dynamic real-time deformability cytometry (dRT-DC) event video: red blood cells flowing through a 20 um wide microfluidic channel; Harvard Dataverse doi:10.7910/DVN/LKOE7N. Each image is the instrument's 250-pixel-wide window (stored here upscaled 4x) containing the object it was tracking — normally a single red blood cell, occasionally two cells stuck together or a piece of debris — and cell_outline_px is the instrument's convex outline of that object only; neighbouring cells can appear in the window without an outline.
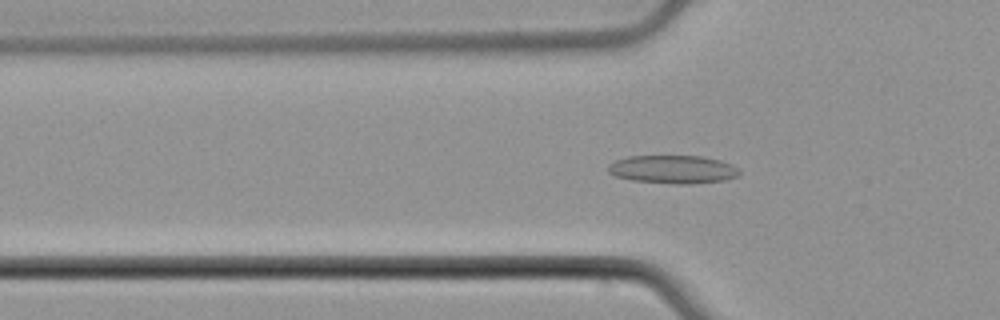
{"species": "common noctule bat (a hibernating species)", "species_latin": "Nyctalus noctula", "temperature_condition": "cold", "stored_images_in_passage": 54, "camera_frame_rate_fps": 3000, "um_per_image_px": 0.085, "animal": {"sex": "male", "body_mass_g": 21.5, "forearm_length_mm": 52.0}, "frame": {"image": 1, "passage_image": 17, "time_ms": 5.333, "image_size_px": [1000, 320], "cell_outline_px": [[740, 172], [736, 176], [724, 180], [692, 184], [676, 184], [632, 180], [616, 176], [608, 172], [608, 164], [616, 160], [628, 156], [704, 156], [720, 160], [732, 164], [740, 168]], "centroid_in_image_um": [57.21, 14.39], "position_along_channel_um": 68.6, "area_um2": 21.68}}
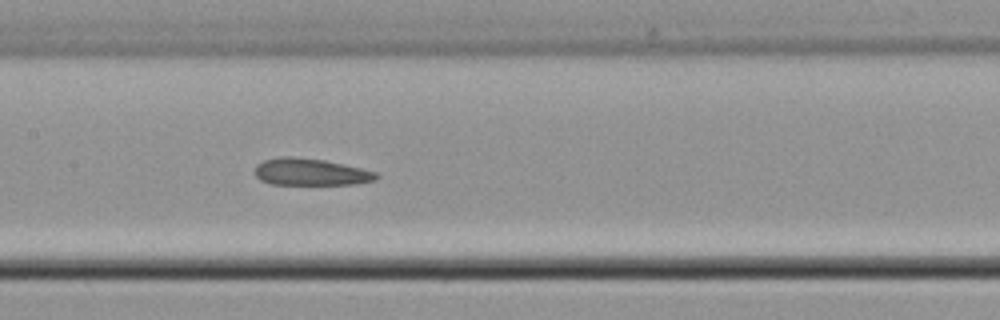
{"frame": {"image": 2, "passage_image": 26, "time_ms": 8.333, "image_size_px": [1000, 320], "cell_outline_px": [[380, 176], [376, 180], [356, 184], [272, 184], [260, 180], [256, 176], [256, 164], [264, 160], [280, 156], [288, 156], [324, 160], [360, 168], [376, 172]], "centroid_in_image_um": [26.4, 14.62], "position_along_channel_um": 181.0, "area_um2": 18.96}}
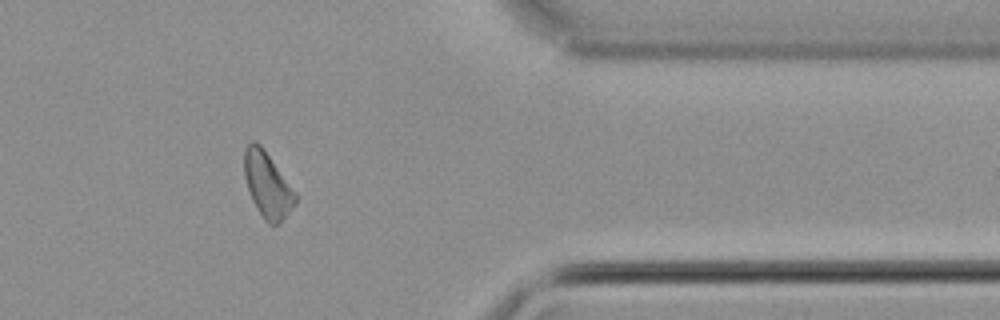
{"frame": {"image": 3, "passage_image": 44, "time_ms": 14.333, "image_size_px": [1000, 320], "cell_outline_px": [[300, 196], [296, 204], [280, 224], [268, 224], [264, 220], [256, 208], [252, 200], [244, 176], [244, 148], [252, 140], [256, 140], [260, 144]], "centroid_in_image_um": [22.76, 15.73], "position_along_channel_um": 388.6, "area_um2": 19.88}, "authors_computed_cell_mechanics": {"area_um2": 20.0566, "velocity_mm_per_s": 3.7782, "shape_relaxation_time_tau1_ms": null, "shape_relaxation_time_tau2_ms": 1.6937, "deformation_change_tau1": null, "deformation_change_tau2": 0.1068}}